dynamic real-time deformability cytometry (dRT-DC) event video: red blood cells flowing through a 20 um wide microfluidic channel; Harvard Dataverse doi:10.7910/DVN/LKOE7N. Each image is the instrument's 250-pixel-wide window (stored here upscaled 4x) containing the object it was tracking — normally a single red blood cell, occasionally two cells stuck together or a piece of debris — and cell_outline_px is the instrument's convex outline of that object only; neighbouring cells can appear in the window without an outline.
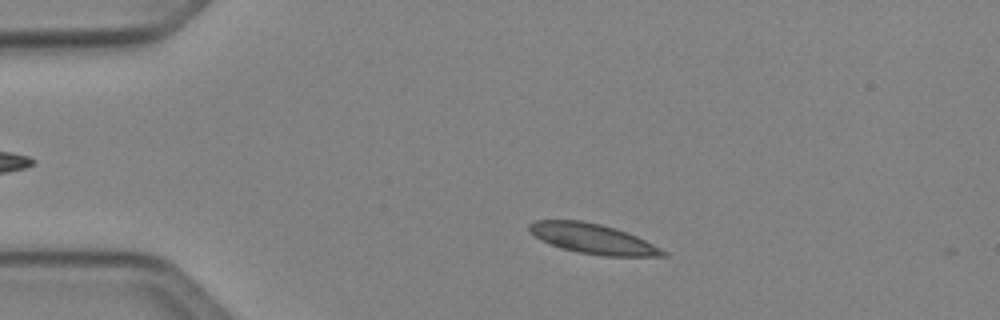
{"species": "Egyptian fruit bat (a non-hibernating species)", "species_latin": "Rousettus aegyptiacus", "temperature_condition": "cold", "stored_images_in_passage": 8, "camera_frame_rate_fps": 3000, "um_per_image_px": 0.085, "animal": {"sex": "female"}, "frame": {"image": 1, "passage_image": 7, "time_ms": 2.0, "image_size_px": [1000, 320], "cell_outline_px": [[668, 256], [604, 256], [580, 252], [560, 248], [528, 232], [528, 224], [536, 220], [580, 220], [600, 224], [616, 228], [636, 236], [668, 252]], "centroid_in_image_um": [50.39, 20.29], "position_along_channel_um": 34.6, "area_um2": 23.12}}